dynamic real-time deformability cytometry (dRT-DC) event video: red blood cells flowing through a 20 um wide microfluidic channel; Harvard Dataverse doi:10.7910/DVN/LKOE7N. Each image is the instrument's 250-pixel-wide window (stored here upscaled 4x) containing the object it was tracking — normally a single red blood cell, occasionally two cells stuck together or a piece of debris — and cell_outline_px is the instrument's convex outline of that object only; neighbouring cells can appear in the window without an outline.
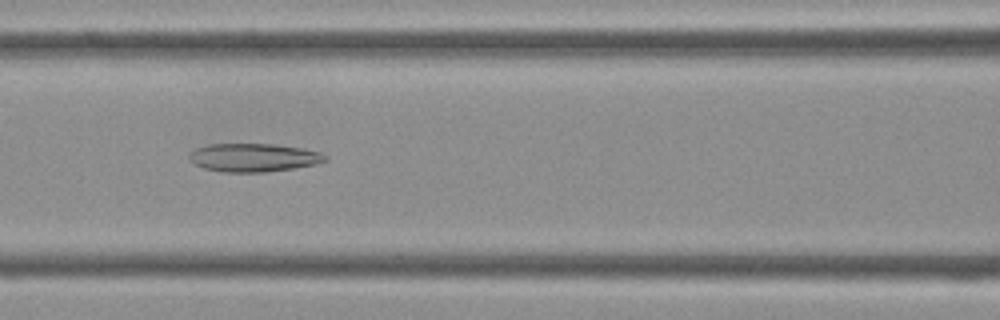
{"species": "Egyptian fruit bat (a non-hibernating species)", "species_latin": "Rousettus aegyptiacus", "temperature_condition": "cold", "stored_images_in_passage": 42, "camera_frame_rate_fps": 3000, "um_per_image_px": 0.085, "frame": {"image": 1, "passage_image": 17, "time_ms": 5.333, "image_size_px": [1000, 320], "cell_outline_px": [[328, 160], [316, 164], [292, 168], [264, 172], [224, 172], [204, 168], [196, 164], [188, 156], [188, 152], [196, 148], [208, 144], [276, 144], [300, 148], [320, 152], [328, 156]], "centroid_in_image_um": [21.56, 13.38], "position_along_channel_um": 145.0, "area_um2": 22.37}}
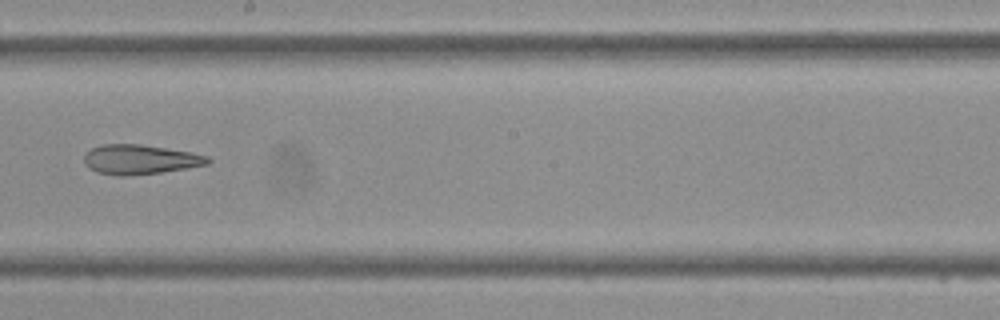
{"frame": {"image": 2, "passage_image": 23, "time_ms": 7.333, "image_size_px": [1000, 320], "cell_outline_px": [[212, 160], [208, 164], [160, 172], [124, 176], [120, 176], [96, 172], [88, 168], [84, 164], [84, 156], [92, 148], [104, 144], [140, 144], [192, 152], [208, 156]], "centroid_in_image_um": [11.89, 13.55], "position_along_channel_um": 236.3, "area_um2": 21.21}}
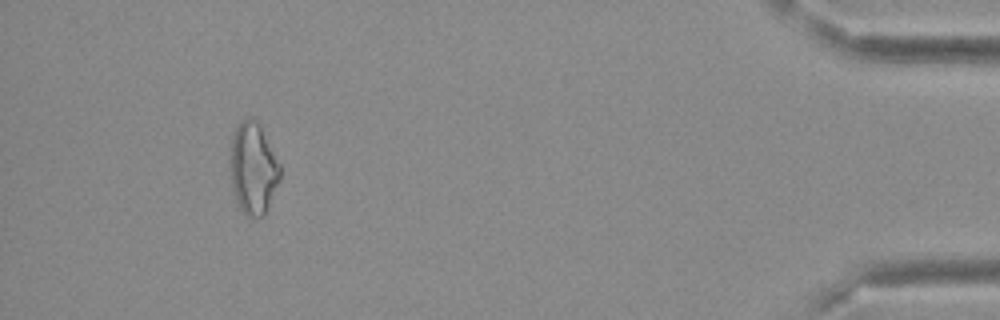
{"frame": {"image": 3, "passage_image": 39, "time_ms": 12.667, "image_size_px": [1000, 320], "cell_outline_px": [[280, 180], [264, 216], [244, 216], [236, 200], [232, 188], [232, 136], [240, 120], [252, 116], [256, 120], [280, 164]], "centroid_in_image_um": [21.53, 14.34], "position_along_channel_um": 413.7, "area_um2": 26.07}}